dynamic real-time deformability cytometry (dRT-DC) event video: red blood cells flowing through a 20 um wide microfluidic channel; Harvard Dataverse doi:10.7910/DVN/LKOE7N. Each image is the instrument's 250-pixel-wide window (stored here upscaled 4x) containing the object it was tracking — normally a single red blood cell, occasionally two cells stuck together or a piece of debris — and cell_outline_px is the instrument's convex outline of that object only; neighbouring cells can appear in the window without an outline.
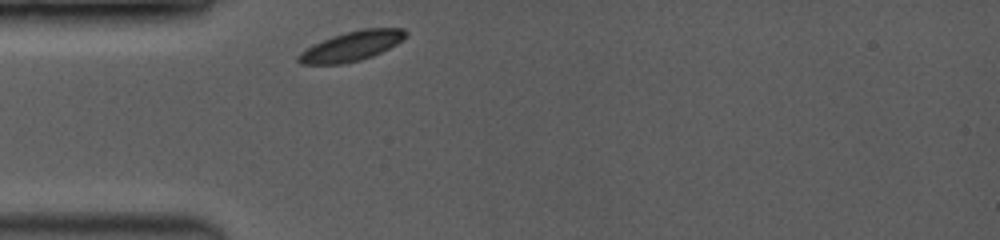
{"species": "common noctule bat (a hibernating species)", "species_latin": "Nyctalus noctula", "temperature_condition": "room temperature", "stored_images_in_passage": 27, "camera_frame_rate_fps": 3500, "um_per_image_px": 0.085, "animal": {"sex": "female", "body_mass_g": 19.0, "forearm_length_mm": 53.3}, "frame": {"image": 1, "passage_image": 1, "time_ms": 0.0, "image_size_px": [1000, 240], "cell_outline_px": [[408, 32], [396, 44], [372, 56], [360, 60], [340, 64], [300, 64], [296, 60], [296, 56], [300, 52], [312, 44], [332, 36], [344, 32], [360, 28], [404, 28]], "centroid_in_image_um": [29.83, 3.91], "position_along_channel_um": 55.2, "area_um2": 18.55}}
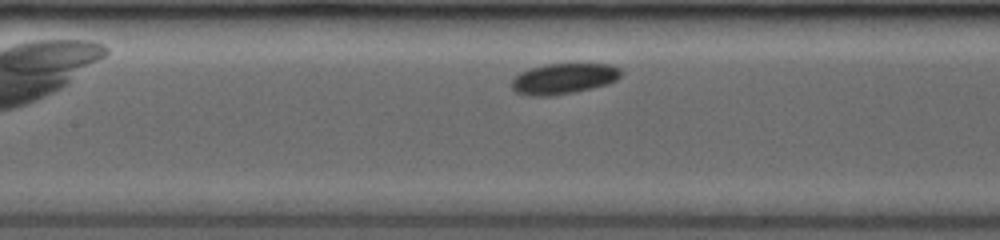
{"frame": {"image": 2, "passage_image": 9, "time_ms": 2.857, "image_size_px": [1000, 240], "cell_outline_px": [[620, 76], [616, 80], [608, 84], [576, 92], [548, 96], [528, 96], [516, 92], [512, 88], [512, 80], [520, 72], [528, 68], [548, 64], [612, 64], [620, 68]], "centroid_in_image_um": [47.9, 6.69], "position_along_channel_um": 159.5, "area_um2": 19.59}}
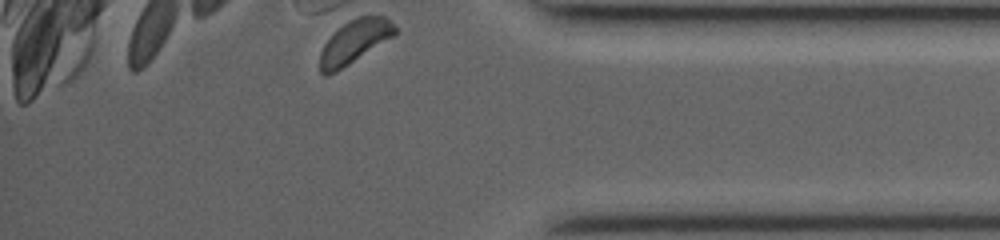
{"frame": {"image": 3, "passage_image": 27, "time_ms": 9.429, "image_size_px": [1000, 240], "cell_outline_px": [[396, 36], [336, 72], [328, 76], [324, 76], [320, 72], [320, 52], [324, 44], [348, 20], [360, 16], [384, 16], [396, 28]], "centroid_in_image_um": [30.14, 3.57], "position_along_channel_um": 405.1, "area_um2": 18.84}, "authors_computed_cell_mechanics": {"area_um2": 19.4208, "velocity_mm_per_s": 3.8584, "shape_relaxation_time_tau1_ms": 1.5541, "shape_relaxation_time_tau2_ms": 2.5983, "deformation_change_tau1": 0.0363, "deformation_change_tau2": 0.0426}}